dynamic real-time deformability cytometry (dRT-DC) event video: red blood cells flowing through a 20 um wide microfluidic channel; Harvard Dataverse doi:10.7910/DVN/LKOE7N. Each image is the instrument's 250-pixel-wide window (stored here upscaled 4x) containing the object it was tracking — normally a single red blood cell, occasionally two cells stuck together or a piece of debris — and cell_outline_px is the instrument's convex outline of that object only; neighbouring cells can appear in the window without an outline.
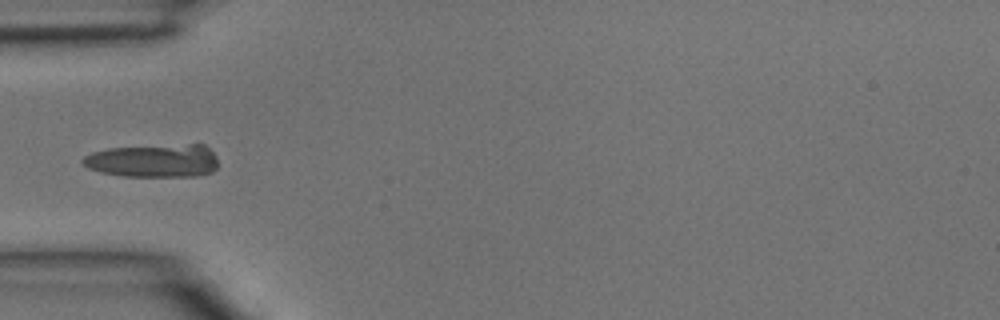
{"species": "common noctule bat (a hibernating species)", "species_latin": "Nyctalus noctula", "temperature_condition": "room temperature", "stored_images_in_passage": 3, "camera_frame_rate_fps": 3000, "um_per_image_px": 0.085, "animal": {"sex": "male", "body_mass_g": 15.6}, "frame": {"image": 1, "passage_image": 2, "time_ms": 0.333, "image_size_px": [1000, 320], "cell_outline_px": [[216, 168], [212, 172], [196, 176], [124, 176], [100, 172], [88, 168], [80, 160], [84, 156], [92, 152], [108, 148], [188, 144], [204, 144], [216, 156]], "centroid_in_image_um": [13.03, 13.66], "position_along_channel_um": 72.0, "area_um2": 26.13}}